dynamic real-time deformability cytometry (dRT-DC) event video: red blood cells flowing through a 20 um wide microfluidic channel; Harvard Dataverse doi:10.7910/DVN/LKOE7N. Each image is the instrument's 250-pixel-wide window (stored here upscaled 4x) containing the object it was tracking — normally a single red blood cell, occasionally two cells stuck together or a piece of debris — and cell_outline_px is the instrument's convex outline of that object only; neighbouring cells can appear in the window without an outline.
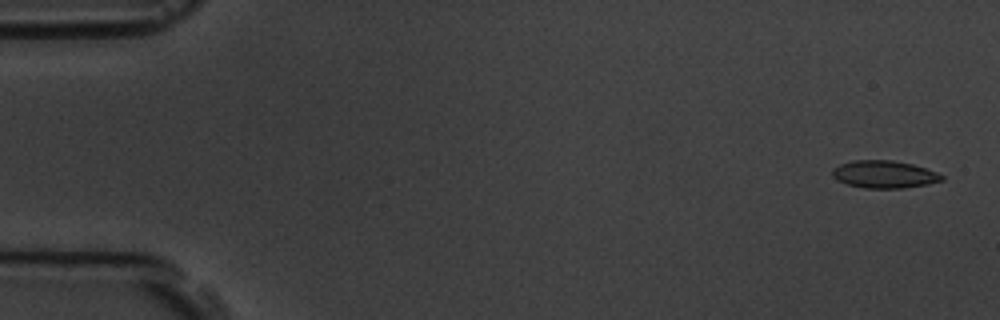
{"species": "common noctule bat (a hibernating species)", "species_latin": "Nyctalus noctula", "temperature_condition": "room temperature", "stored_images_in_passage": 5, "camera_frame_rate_fps": 3000, "um_per_image_px": 0.085, "animal": {"sex": "male", "body_mass_g": 19.5, "forearm_length_mm": 54.6}, "frame": {"image": 1, "passage_image": 1, "time_ms": 0.0, "image_size_px": [1000, 320], "cell_outline_px": [[944, 180], [928, 184], [904, 188], [864, 188], [848, 184], [836, 180], [832, 176], [832, 168], [840, 164], [852, 160], [892, 160], [912, 164], [936, 172], [944, 176]], "centroid_in_image_um": [75.14, 14.82], "position_along_channel_um": 9.9, "area_um2": 17.57}}
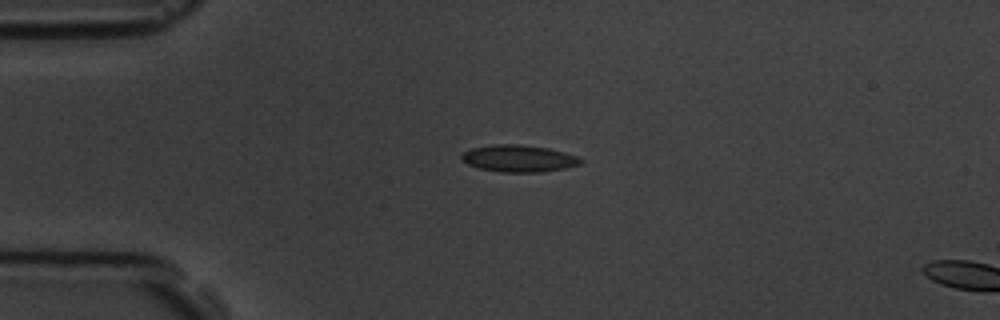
{"frame": {"image": 2, "passage_image": 4, "time_ms": 3.667, "image_size_px": [1000, 320], "cell_outline_px": [[584, 160], [580, 164], [564, 168], [540, 172], [500, 172], [480, 168], [468, 164], [460, 160], [460, 156], [464, 152], [472, 148], [496, 144], [520, 144], [548, 148], [564, 152], [576, 156]], "centroid_in_image_um": [44.08, 13.47], "position_along_channel_um": 40.9, "area_um2": 18.61}}